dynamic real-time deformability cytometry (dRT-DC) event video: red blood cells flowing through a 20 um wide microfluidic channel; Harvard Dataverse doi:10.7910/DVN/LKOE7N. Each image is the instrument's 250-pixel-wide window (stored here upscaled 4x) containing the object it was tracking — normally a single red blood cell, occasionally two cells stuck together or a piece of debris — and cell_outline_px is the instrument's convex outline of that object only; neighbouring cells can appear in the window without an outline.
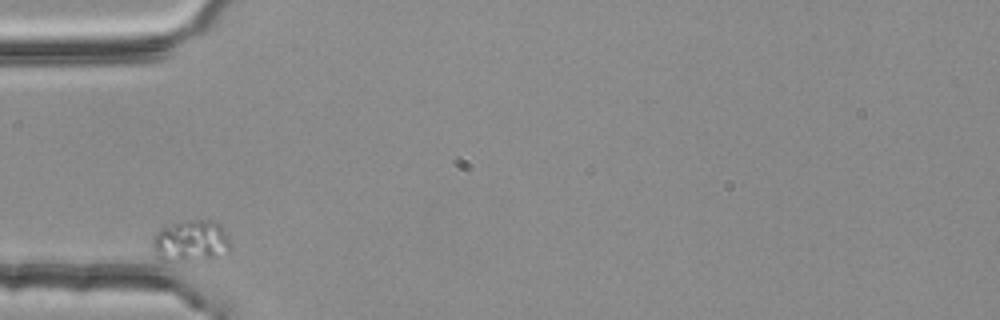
{"species": "common noctule bat (a hibernating species)", "species_latin": "Nyctalus noctula", "temperature_condition": "room temperature", "stored_images_in_passage": 31, "camera_frame_rate_fps": 3000, "um_per_image_px": 0.085, "animal": {"sex": "female", "body_mass_g": 25.1}, "frame": {"image": 1, "passage_image": 1, "time_ms": 0.0, "image_size_px": [1000, 320], "cell_outline_px": [[232, 248], [228, 252], [216, 256], [164, 260], [156, 256], [152, 252], [152, 240], [160, 228], [164, 224], [188, 220], [212, 220], [228, 236], [232, 244]], "centroid_in_image_um": [16.18, 20.43], "position_along_channel_um": 68.8, "area_um2": 18.44}}